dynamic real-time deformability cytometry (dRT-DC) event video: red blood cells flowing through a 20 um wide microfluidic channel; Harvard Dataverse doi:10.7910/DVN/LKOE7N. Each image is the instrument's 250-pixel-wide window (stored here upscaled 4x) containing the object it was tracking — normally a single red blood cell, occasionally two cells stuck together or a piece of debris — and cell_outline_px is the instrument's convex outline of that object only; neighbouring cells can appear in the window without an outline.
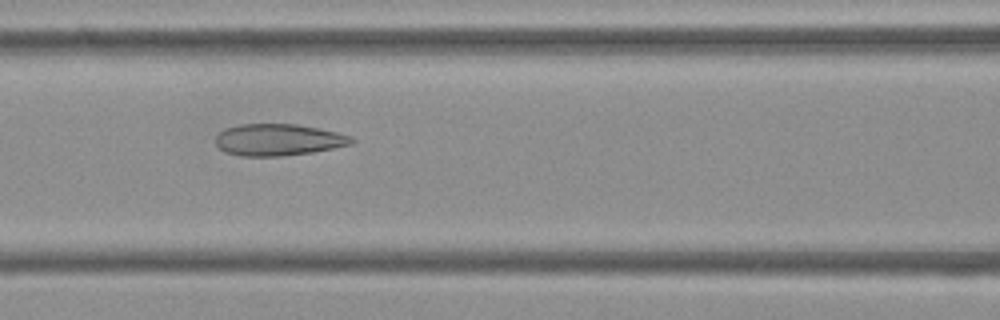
{"species": "Egyptian fruit bat (a non-hibernating species)", "species_latin": "Rousettus aegyptiacus", "temperature_condition": "cold", "stored_images_in_passage": 47, "camera_frame_rate_fps": 3000, "um_per_image_px": 0.085, "frame": {"image": 1, "passage_image": 17, "time_ms": 5.333, "image_size_px": [1000, 320], "cell_outline_px": [[356, 140], [352, 144], [312, 152], [280, 156], [240, 156], [224, 152], [216, 144], [216, 136], [224, 128], [240, 124], [296, 124], [320, 128], [352, 136]], "centroid_in_image_um": [23.65, 11.88], "position_along_channel_um": 142.9, "area_um2": 25.2}}
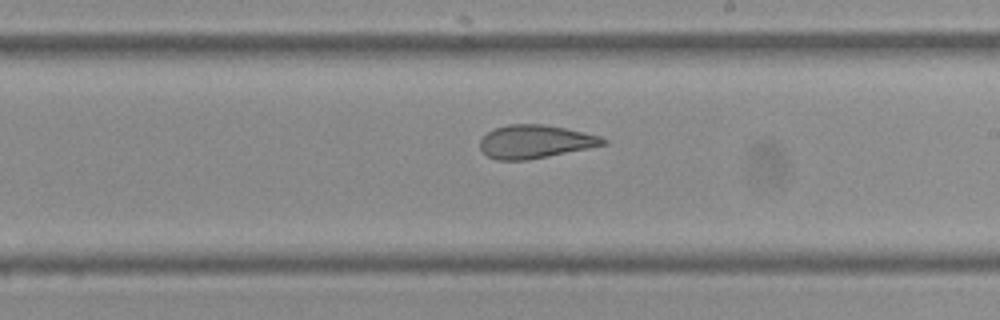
{"frame": {"image": 2, "passage_image": 25, "time_ms": 8.0, "image_size_px": [1000, 320], "cell_outline_px": [[608, 144], [528, 160], [496, 160], [488, 156], [480, 148], [480, 140], [488, 132], [496, 128], [508, 124], [544, 124], [564, 128], [600, 136], [608, 140]], "centroid_in_image_um": [45.49, 12.04], "position_along_channel_um": 243.5, "area_um2": 23.7}}
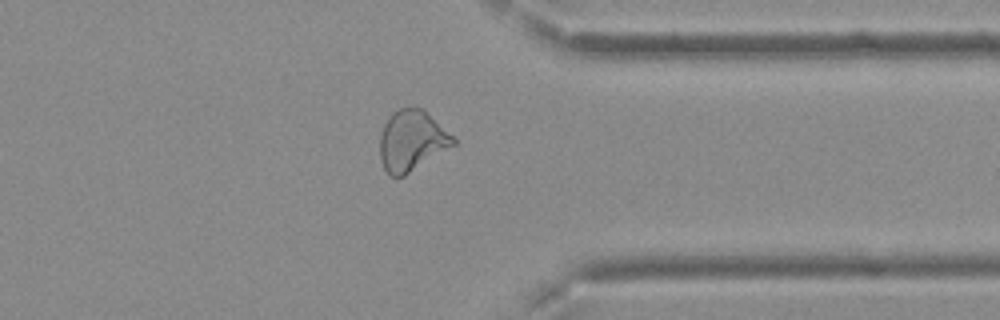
{"frame": {"image": 3, "passage_image": 36, "time_ms": 11.667, "image_size_px": [1000, 320], "cell_outline_px": [[456, 144], [404, 176], [388, 176], [380, 160], [380, 136], [384, 124], [392, 112], [400, 108], [424, 108], [456, 140]], "centroid_in_image_um": [34.99, 11.96], "position_along_channel_um": 376.4, "area_um2": 25.84}, "authors_computed_cell_mechanics": {"area_um2": 26.1256, "velocity_mm_per_s": 3.7754, "shape_relaxation_time_tau1_ms": null, "shape_relaxation_time_tau2_ms": 1.6433, "deformation_change_tau1": null, "deformation_change_tau2": 0.0837}}